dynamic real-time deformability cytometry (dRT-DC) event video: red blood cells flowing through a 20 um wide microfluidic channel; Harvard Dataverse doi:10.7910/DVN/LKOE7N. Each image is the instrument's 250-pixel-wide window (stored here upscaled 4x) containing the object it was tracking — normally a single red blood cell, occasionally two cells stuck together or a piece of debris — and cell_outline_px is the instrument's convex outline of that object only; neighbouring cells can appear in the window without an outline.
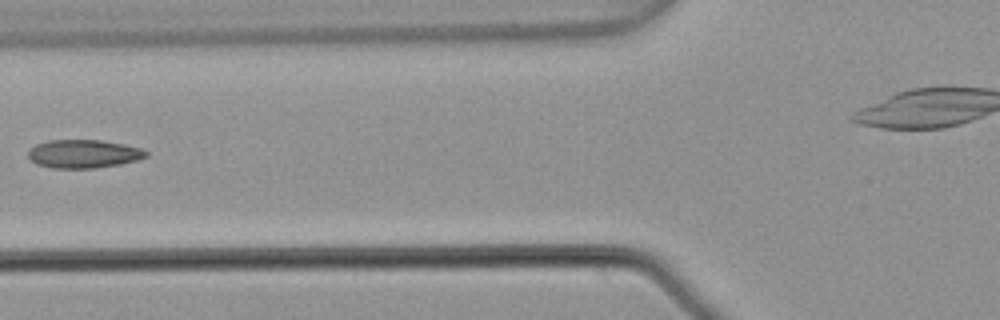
{"species": "common noctule bat (a hibernating species)", "species_latin": "Nyctalus noctula", "temperature_condition": "warm", "stored_images_in_passage": 7, "camera_frame_rate_fps": 3000, "um_per_image_px": 0.085, "animal": {"sex": "male", "body_mass_g": 21.5, "forearm_length_mm": 52.0}, "frame": {"image": 1, "passage_image": 5, "time_ms": 1.333, "image_size_px": [1000, 320], "cell_outline_px": [[148, 156], [136, 160], [120, 164], [96, 168], [52, 168], [36, 164], [28, 160], [28, 148], [36, 144], [48, 140], [100, 140], [124, 144], [144, 148], [148, 152]], "centroid_in_image_um": [7.08, 13.07], "position_along_channel_um": 118.7, "area_um2": 19.77}}